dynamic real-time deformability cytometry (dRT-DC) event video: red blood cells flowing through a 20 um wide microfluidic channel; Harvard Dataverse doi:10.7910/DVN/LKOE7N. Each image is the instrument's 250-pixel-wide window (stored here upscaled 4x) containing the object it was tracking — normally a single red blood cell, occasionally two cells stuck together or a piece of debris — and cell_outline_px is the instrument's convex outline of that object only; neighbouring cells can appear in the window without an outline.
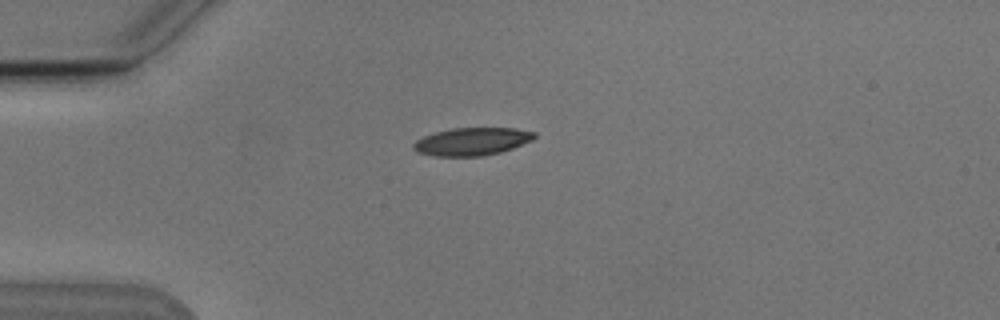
{"species": "Egyptian fruit bat (a non-hibernating species)", "species_latin": "Rousettus aegyptiacus", "temperature_condition": "cold", "stored_images_in_passage": 5, "camera_frame_rate_fps": 3000, "um_per_image_px": 0.085, "animal": {"sex": "male"}, "frame": {"image": 1, "passage_image": 1, "time_ms": 0.0, "image_size_px": [1000, 320], "cell_outline_px": [[536, 136], [532, 140], [512, 148], [500, 152], [480, 156], [432, 156], [416, 152], [412, 148], [412, 144], [416, 140], [424, 136], [436, 132], [452, 128], [516, 128], [536, 132]], "centroid_in_image_um": [40.09, 12.03], "position_along_channel_um": 44.9, "area_um2": 19.59}}
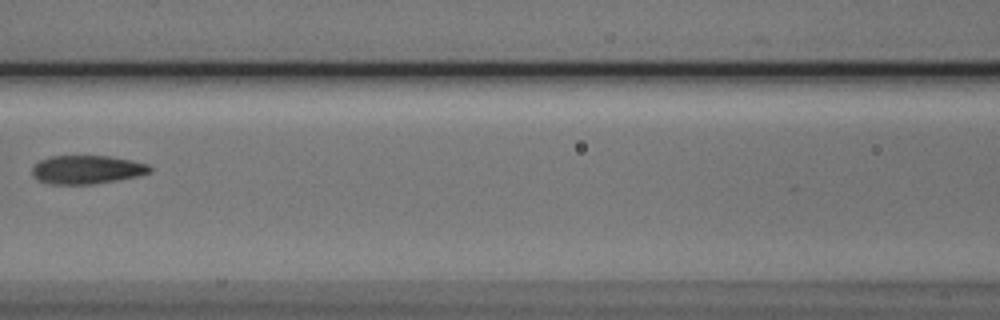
{"frame": {"image": 2, "passage_image": 4, "time_ms": 3.667, "image_size_px": [1000, 320], "cell_outline_px": [[152, 172], [136, 176], [116, 180], [92, 184], [52, 184], [36, 180], [32, 176], [32, 168], [40, 160], [52, 156], [108, 156], [148, 164], [152, 168]], "centroid_in_image_um": [7.35, 14.42], "position_along_channel_um": 159.2, "area_um2": 19.42}}
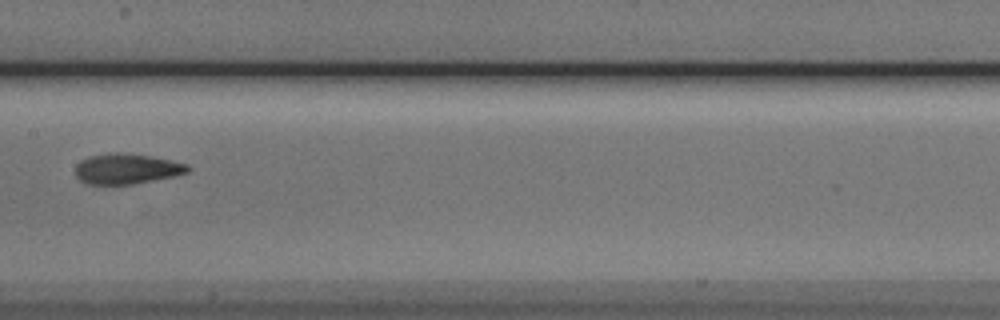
{"frame": {"image": 3, "passage_image": 5, "time_ms": 4.667, "image_size_px": [1000, 320], "cell_outline_px": [[192, 168], [188, 172], [176, 176], [132, 184], [88, 184], [80, 180], [76, 176], [76, 164], [80, 160], [88, 156], [108, 152], [116, 152], [152, 156], [188, 164]], "centroid_in_image_um": [10.77, 14.34], "position_along_channel_um": 196.6, "area_um2": 20.06}}